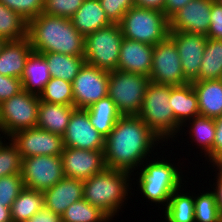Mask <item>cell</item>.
<instances>
[{"label":"cell","mask_w":222,"mask_h":222,"mask_svg":"<svg viewBox=\"0 0 222 222\" xmlns=\"http://www.w3.org/2000/svg\"><path fill=\"white\" fill-rule=\"evenodd\" d=\"M43 207V192L24 187L12 203V222H26Z\"/></svg>","instance_id":"obj_29"},{"label":"cell","mask_w":222,"mask_h":222,"mask_svg":"<svg viewBox=\"0 0 222 222\" xmlns=\"http://www.w3.org/2000/svg\"><path fill=\"white\" fill-rule=\"evenodd\" d=\"M194 196L195 222H222L213 191L202 192L197 197L194 194Z\"/></svg>","instance_id":"obj_35"},{"label":"cell","mask_w":222,"mask_h":222,"mask_svg":"<svg viewBox=\"0 0 222 222\" xmlns=\"http://www.w3.org/2000/svg\"><path fill=\"white\" fill-rule=\"evenodd\" d=\"M26 222H62V218L44 206Z\"/></svg>","instance_id":"obj_44"},{"label":"cell","mask_w":222,"mask_h":222,"mask_svg":"<svg viewBox=\"0 0 222 222\" xmlns=\"http://www.w3.org/2000/svg\"><path fill=\"white\" fill-rule=\"evenodd\" d=\"M214 0H191L169 18V31H182L206 36Z\"/></svg>","instance_id":"obj_17"},{"label":"cell","mask_w":222,"mask_h":222,"mask_svg":"<svg viewBox=\"0 0 222 222\" xmlns=\"http://www.w3.org/2000/svg\"><path fill=\"white\" fill-rule=\"evenodd\" d=\"M181 186L171 195L164 218L167 222H195L194 196L184 193ZM189 194V195H187Z\"/></svg>","instance_id":"obj_30"},{"label":"cell","mask_w":222,"mask_h":222,"mask_svg":"<svg viewBox=\"0 0 222 222\" xmlns=\"http://www.w3.org/2000/svg\"><path fill=\"white\" fill-rule=\"evenodd\" d=\"M0 132H1V134H2V131H1V129H0ZM1 134H0V143H1V141H2V138H3V136H1Z\"/></svg>","instance_id":"obj_50"},{"label":"cell","mask_w":222,"mask_h":222,"mask_svg":"<svg viewBox=\"0 0 222 222\" xmlns=\"http://www.w3.org/2000/svg\"><path fill=\"white\" fill-rule=\"evenodd\" d=\"M27 38L32 50L41 54L84 56L85 53V37L69 18L41 13L28 22Z\"/></svg>","instance_id":"obj_2"},{"label":"cell","mask_w":222,"mask_h":222,"mask_svg":"<svg viewBox=\"0 0 222 222\" xmlns=\"http://www.w3.org/2000/svg\"><path fill=\"white\" fill-rule=\"evenodd\" d=\"M154 45L123 38L117 69L150 77Z\"/></svg>","instance_id":"obj_18"},{"label":"cell","mask_w":222,"mask_h":222,"mask_svg":"<svg viewBox=\"0 0 222 222\" xmlns=\"http://www.w3.org/2000/svg\"><path fill=\"white\" fill-rule=\"evenodd\" d=\"M160 143L161 139L139 116H121L105 138L106 168L132 173L145 159L147 162V155L151 157V151Z\"/></svg>","instance_id":"obj_1"},{"label":"cell","mask_w":222,"mask_h":222,"mask_svg":"<svg viewBox=\"0 0 222 222\" xmlns=\"http://www.w3.org/2000/svg\"><path fill=\"white\" fill-rule=\"evenodd\" d=\"M206 37L222 40V4L217 0L211 5L210 26Z\"/></svg>","instance_id":"obj_41"},{"label":"cell","mask_w":222,"mask_h":222,"mask_svg":"<svg viewBox=\"0 0 222 222\" xmlns=\"http://www.w3.org/2000/svg\"><path fill=\"white\" fill-rule=\"evenodd\" d=\"M0 2L29 22L42 13L44 0H0Z\"/></svg>","instance_id":"obj_38"},{"label":"cell","mask_w":222,"mask_h":222,"mask_svg":"<svg viewBox=\"0 0 222 222\" xmlns=\"http://www.w3.org/2000/svg\"><path fill=\"white\" fill-rule=\"evenodd\" d=\"M23 188L21 174L0 177V204L11 208Z\"/></svg>","instance_id":"obj_37"},{"label":"cell","mask_w":222,"mask_h":222,"mask_svg":"<svg viewBox=\"0 0 222 222\" xmlns=\"http://www.w3.org/2000/svg\"><path fill=\"white\" fill-rule=\"evenodd\" d=\"M25 188L45 191L64 178L61 156L38 155L22 160Z\"/></svg>","instance_id":"obj_11"},{"label":"cell","mask_w":222,"mask_h":222,"mask_svg":"<svg viewBox=\"0 0 222 222\" xmlns=\"http://www.w3.org/2000/svg\"><path fill=\"white\" fill-rule=\"evenodd\" d=\"M191 0H165L164 13L169 19L175 12L183 8Z\"/></svg>","instance_id":"obj_46"},{"label":"cell","mask_w":222,"mask_h":222,"mask_svg":"<svg viewBox=\"0 0 222 222\" xmlns=\"http://www.w3.org/2000/svg\"><path fill=\"white\" fill-rule=\"evenodd\" d=\"M191 124L189 135L192 137L196 145L204 152L205 159H208L213 166V143L216 133L215 118L206 117L203 115L194 116L188 120ZM204 150V151H203Z\"/></svg>","instance_id":"obj_27"},{"label":"cell","mask_w":222,"mask_h":222,"mask_svg":"<svg viewBox=\"0 0 222 222\" xmlns=\"http://www.w3.org/2000/svg\"><path fill=\"white\" fill-rule=\"evenodd\" d=\"M170 86L150 82L138 115L141 120L161 139H174L182 126L175 120L169 104Z\"/></svg>","instance_id":"obj_4"},{"label":"cell","mask_w":222,"mask_h":222,"mask_svg":"<svg viewBox=\"0 0 222 222\" xmlns=\"http://www.w3.org/2000/svg\"><path fill=\"white\" fill-rule=\"evenodd\" d=\"M39 99L48 103L74 105L72 83L51 77L39 94Z\"/></svg>","instance_id":"obj_34"},{"label":"cell","mask_w":222,"mask_h":222,"mask_svg":"<svg viewBox=\"0 0 222 222\" xmlns=\"http://www.w3.org/2000/svg\"><path fill=\"white\" fill-rule=\"evenodd\" d=\"M44 206L62 215L67 207L83 198V180L64 177L51 188L43 191Z\"/></svg>","instance_id":"obj_19"},{"label":"cell","mask_w":222,"mask_h":222,"mask_svg":"<svg viewBox=\"0 0 222 222\" xmlns=\"http://www.w3.org/2000/svg\"><path fill=\"white\" fill-rule=\"evenodd\" d=\"M70 19L73 26L84 37L112 24L99 0H84Z\"/></svg>","instance_id":"obj_23"},{"label":"cell","mask_w":222,"mask_h":222,"mask_svg":"<svg viewBox=\"0 0 222 222\" xmlns=\"http://www.w3.org/2000/svg\"><path fill=\"white\" fill-rule=\"evenodd\" d=\"M198 97L199 115L222 116V79L191 82Z\"/></svg>","instance_id":"obj_24"},{"label":"cell","mask_w":222,"mask_h":222,"mask_svg":"<svg viewBox=\"0 0 222 222\" xmlns=\"http://www.w3.org/2000/svg\"><path fill=\"white\" fill-rule=\"evenodd\" d=\"M32 51L28 38L7 41L0 52V74L21 79L26 60Z\"/></svg>","instance_id":"obj_20"},{"label":"cell","mask_w":222,"mask_h":222,"mask_svg":"<svg viewBox=\"0 0 222 222\" xmlns=\"http://www.w3.org/2000/svg\"><path fill=\"white\" fill-rule=\"evenodd\" d=\"M150 82L181 86L189 83L182 71L181 60L174 41L168 36L153 48Z\"/></svg>","instance_id":"obj_10"},{"label":"cell","mask_w":222,"mask_h":222,"mask_svg":"<svg viewBox=\"0 0 222 222\" xmlns=\"http://www.w3.org/2000/svg\"><path fill=\"white\" fill-rule=\"evenodd\" d=\"M92 126L106 138L122 116L114 101L105 97L86 108Z\"/></svg>","instance_id":"obj_26"},{"label":"cell","mask_w":222,"mask_h":222,"mask_svg":"<svg viewBox=\"0 0 222 222\" xmlns=\"http://www.w3.org/2000/svg\"><path fill=\"white\" fill-rule=\"evenodd\" d=\"M63 146L85 150H104L105 138L92 126L86 109H75L62 136Z\"/></svg>","instance_id":"obj_14"},{"label":"cell","mask_w":222,"mask_h":222,"mask_svg":"<svg viewBox=\"0 0 222 222\" xmlns=\"http://www.w3.org/2000/svg\"><path fill=\"white\" fill-rule=\"evenodd\" d=\"M169 37L176 45L185 79L189 83L199 81V70L207 37L182 31H169Z\"/></svg>","instance_id":"obj_15"},{"label":"cell","mask_w":222,"mask_h":222,"mask_svg":"<svg viewBox=\"0 0 222 222\" xmlns=\"http://www.w3.org/2000/svg\"><path fill=\"white\" fill-rule=\"evenodd\" d=\"M23 158L38 155L61 156L63 138L38 127L18 131L9 137Z\"/></svg>","instance_id":"obj_13"},{"label":"cell","mask_w":222,"mask_h":222,"mask_svg":"<svg viewBox=\"0 0 222 222\" xmlns=\"http://www.w3.org/2000/svg\"><path fill=\"white\" fill-rule=\"evenodd\" d=\"M110 71L84 64L72 82L74 106L86 109L108 96Z\"/></svg>","instance_id":"obj_12"},{"label":"cell","mask_w":222,"mask_h":222,"mask_svg":"<svg viewBox=\"0 0 222 222\" xmlns=\"http://www.w3.org/2000/svg\"><path fill=\"white\" fill-rule=\"evenodd\" d=\"M0 222H12L11 208L0 204Z\"/></svg>","instance_id":"obj_48"},{"label":"cell","mask_w":222,"mask_h":222,"mask_svg":"<svg viewBox=\"0 0 222 222\" xmlns=\"http://www.w3.org/2000/svg\"><path fill=\"white\" fill-rule=\"evenodd\" d=\"M216 133L213 143V165L222 164V116L215 118Z\"/></svg>","instance_id":"obj_43"},{"label":"cell","mask_w":222,"mask_h":222,"mask_svg":"<svg viewBox=\"0 0 222 222\" xmlns=\"http://www.w3.org/2000/svg\"><path fill=\"white\" fill-rule=\"evenodd\" d=\"M7 40L0 36V52L3 48V46L6 44Z\"/></svg>","instance_id":"obj_49"},{"label":"cell","mask_w":222,"mask_h":222,"mask_svg":"<svg viewBox=\"0 0 222 222\" xmlns=\"http://www.w3.org/2000/svg\"><path fill=\"white\" fill-rule=\"evenodd\" d=\"M62 222H110L111 220L99 208L84 198L71 204L61 215Z\"/></svg>","instance_id":"obj_33"},{"label":"cell","mask_w":222,"mask_h":222,"mask_svg":"<svg viewBox=\"0 0 222 222\" xmlns=\"http://www.w3.org/2000/svg\"><path fill=\"white\" fill-rule=\"evenodd\" d=\"M213 167L218 171L217 175H216V185L215 188H212L213 189V192L215 194V197H216V201H217V204H218V209H219V214H220V217H221V221H222V166L221 165H213Z\"/></svg>","instance_id":"obj_45"},{"label":"cell","mask_w":222,"mask_h":222,"mask_svg":"<svg viewBox=\"0 0 222 222\" xmlns=\"http://www.w3.org/2000/svg\"><path fill=\"white\" fill-rule=\"evenodd\" d=\"M50 79L49 65L44 55L32 51L26 60L21 77L23 90L39 95Z\"/></svg>","instance_id":"obj_25"},{"label":"cell","mask_w":222,"mask_h":222,"mask_svg":"<svg viewBox=\"0 0 222 222\" xmlns=\"http://www.w3.org/2000/svg\"><path fill=\"white\" fill-rule=\"evenodd\" d=\"M8 140L7 143H0V177L22 172V156L11 139Z\"/></svg>","instance_id":"obj_36"},{"label":"cell","mask_w":222,"mask_h":222,"mask_svg":"<svg viewBox=\"0 0 222 222\" xmlns=\"http://www.w3.org/2000/svg\"><path fill=\"white\" fill-rule=\"evenodd\" d=\"M131 175L127 171L105 168L83 181V198L112 219L128 200Z\"/></svg>","instance_id":"obj_3"},{"label":"cell","mask_w":222,"mask_h":222,"mask_svg":"<svg viewBox=\"0 0 222 222\" xmlns=\"http://www.w3.org/2000/svg\"><path fill=\"white\" fill-rule=\"evenodd\" d=\"M222 79V40L207 38L199 80Z\"/></svg>","instance_id":"obj_31"},{"label":"cell","mask_w":222,"mask_h":222,"mask_svg":"<svg viewBox=\"0 0 222 222\" xmlns=\"http://www.w3.org/2000/svg\"><path fill=\"white\" fill-rule=\"evenodd\" d=\"M122 35L148 45H156L169 36V19L159 10L131 7L119 23Z\"/></svg>","instance_id":"obj_6"},{"label":"cell","mask_w":222,"mask_h":222,"mask_svg":"<svg viewBox=\"0 0 222 222\" xmlns=\"http://www.w3.org/2000/svg\"><path fill=\"white\" fill-rule=\"evenodd\" d=\"M135 7L159 10L164 12L165 0H133Z\"/></svg>","instance_id":"obj_47"},{"label":"cell","mask_w":222,"mask_h":222,"mask_svg":"<svg viewBox=\"0 0 222 222\" xmlns=\"http://www.w3.org/2000/svg\"><path fill=\"white\" fill-rule=\"evenodd\" d=\"M119 24L112 23L85 36V62L107 71L117 70L123 41Z\"/></svg>","instance_id":"obj_8"},{"label":"cell","mask_w":222,"mask_h":222,"mask_svg":"<svg viewBox=\"0 0 222 222\" xmlns=\"http://www.w3.org/2000/svg\"><path fill=\"white\" fill-rule=\"evenodd\" d=\"M28 22L0 2V36L7 41L27 38Z\"/></svg>","instance_id":"obj_32"},{"label":"cell","mask_w":222,"mask_h":222,"mask_svg":"<svg viewBox=\"0 0 222 222\" xmlns=\"http://www.w3.org/2000/svg\"><path fill=\"white\" fill-rule=\"evenodd\" d=\"M156 160L143 165L138 178L141 195L155 204L167 207L171 195L182 186V178L178 167L166 160ZM177 167V168H176Z\"/></svg>","instance_id":"obj_5"},{"label":"cell","mask_w":222,"mask_h":222,"mask_svg":"<svg viewBox=\"0 0 222 222\" xmlns=\"http://www.w3.org/2000/svg\"><path fill=\"white\" fill-rule=\"evenodd\" d=\"M150 78L121 70L110 71L108 96L122 116H137L141 110Z\"/></svg>","instance_id":"obj_7"},{"label":"cell","mask_w":222,"mask_h":222,"mask_svg":"<svg viewBox=\"0 0 222 222\" xmlns=\"http://www.w3.org/2000/svg\"><path fill=\"white\" fill-rule=\"evenodd\" d=\"M108 19L119 24L123 15L134 6L133 0H99Z\"/></svg>","instance_id":"obj_40"},{"label":"cell","mask_w":222,"mask_h":222,"mask_svg":"<svg viewBox=\"0 0 222 222\" xmlns=\"http://www.w3.org/2000/svg\"><path fill=\"white\" fill-rule=\"evenodd\" d=\"M84 0H44L42 13L71 18Z\"/></svg>","instance_id":"obj_39"},{"label":"cell","mask_w":222,"mask_h":222,"mask_svg":"<svg viewBox=\"0 0 222 222\" xmlns=\"http://www.w3.org/2000/svg\"><path fill=\"white\" fill-rule=\"evenodd\" d=\"M64 177L86 180L105 168L104 150L64 147L61 154Z\"/></svg>","instance_id":"obj_16"},{"label":"cell","mask_w":222,"mask_h":222,"mask_svg":"<svg viewBox=\"0 0 222 222\" xmlns=\"http://www.w3.org/2000/svg\"><path fill=\"white\" fill-rule=\"evenodd\" d=\"M169 104L173 109L175 120L182 128L187 126L188 120L199 115L198 97L192 83L170 86Z\"/></svg>","instance_id":"obj_22"},{"label":"cell","mask_w":222,"mask_h":222,"mask_svg":"<svg viewBox=\"0 0 222 222\" xmlns=\"http://www.w3.org/2000/svg\"><path fill=\"white\" fill-rule=\"evenodd\" d=\"M42 54L48 62L51 77L61 78L71 83L86 63L84 56H72L52 52Z\"/></svg>","instance_id":"obj_28"},{"label":"cell","mask_w":222,"mask_h":222,"mask_svg":"<svg viewBox=\"0 0 222 222\" xmlns=\"http://www.w3.org/2000/svg\"><path fill=\"white\" fill-rule=\"evenodd\" d=\"M39 95L20 91L0 104V129L8 139L14 133L36 127Z\"/></svg>","instance_id":"obj_9"},{"label":"cell","mask_w":222,"mask_h":222,"mask_svg":"<svg viewBox=\"0 0 222 222\" xmlns=\"http://www.w3.org/2000/svg\"><path fill=\"white\" fill-rule=\"evenodd\" d=\"M75 109L74 105L40 101L36 127L63 136Z\"/></svg>","instance_id":"obj_21"},{"label":"cell","mask_w":222,"mask_h":222,"mask_svg":"<svg viewBox=\"0 0 222 222\" xmlns=\"http://www.w3.org/2000/svg\"><path fill=\"white\" fill-rule=\"evenodd\" d=\"M22 90L21 79L0 74V104Z\"/></svg>","instance_id":"obj_42"}]
</instances>
